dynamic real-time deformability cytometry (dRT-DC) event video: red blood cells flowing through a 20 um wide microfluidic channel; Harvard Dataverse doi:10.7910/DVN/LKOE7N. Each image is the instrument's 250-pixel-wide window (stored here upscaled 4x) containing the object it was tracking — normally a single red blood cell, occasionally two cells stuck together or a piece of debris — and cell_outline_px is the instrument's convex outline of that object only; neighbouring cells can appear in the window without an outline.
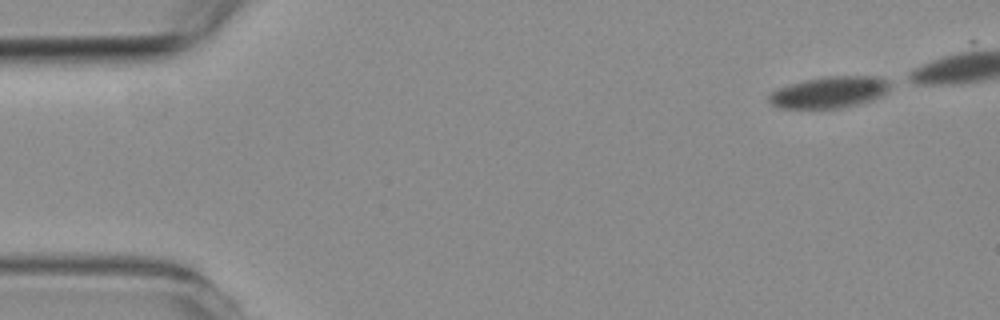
{"species": "common noctule bat (a hibernating species)", "species_latin": "Nyctalus noctula", "temperature_condition": "room temperature", "stored_images_in_passage": 6, "camera_frame_rate_fps": 3000, "um_per_image_px": 0.085, "animal": {"sex": "female", "body_mass_g": 19.3, "forearm_length_mm": 54.1}, "frame": {"image": 1, "passage_image": 1, "time_ms": 0.0, "image_size_px": [1000, 320], "cell_outline_px": [[888, 88], [880, 96], [872, 100], [856, 104], [836, 108], [780, 108], [772, 104], [768, 100], [768, 96], [772, 92], [780, 88], [804, 80], [824, 76], [880, 76], [888, 80]], "centroid_in_image_um": [70.49, 7.83], "position_along_channel_um": 14.5, "area_um2": 21.85}}